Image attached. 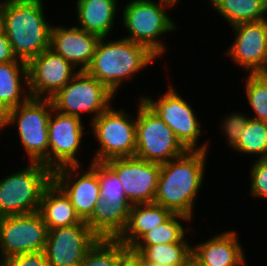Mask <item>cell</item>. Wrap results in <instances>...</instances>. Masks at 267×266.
Segmentation results:
<instances>
[{
  "instance_id": "cell-24",
  "label": "cell",
  "mask_w": 267,
  "mask_h": 266,
  "mask_svg": "<svg viewBox=\"0 0 267 266\" xmlns=\"http://www.w3.org/2000/svg\"><path fill=\"white\" fill-rule=\"evenodd\" d=\"M39 212L48 230L73 226L82 221L70 199L54 182L44 190Z\"/></svg>"
},
{
  "instance_id": "cell-13",
  "label": "cell",
  "mask_w": 267,
  "mask_h": 266,
  "mask_svg": "<svg viewBox=\"0 0 267 266\" xmlns=\"http://www.w3.org/2000/svg\"><path fill=\"white\" fill-rule=\"evenodd\" d=\"M119 177L126 198L134 204L154 203L161 164L136 156L105 162Z\"/></svg>"
},
{
  "instance_id": "cell-37",
  "label": "cell",
  "mask_w": 267,
  "mask_h": 266,
  "mask_svg": "<svg viewBox=\"0 0 267 266\" xmlns=\"http://www.w3.org/2000/svg\"><path fill=\"white\" fill-rule=\"evenodd\" d=\"M256 74H258L261 78L267 80V57L263 66L258 70Z\"/></svg>"
},
{
  "instance_id": "cell-11",
  "label": "cell",
  "mask_w": 267,
  "mask_h": 266,
  "mask_svg": "<svg viewBox=\"0 0 267 266\" xmlns=\"http://www.w3.org/2000/svg\"><path fill=\"white\" fill-rule=\"evenodd\" d=\"M47 235L39 211L0 217V262L15 255L44 251Z\"/></svg>"
},
{
  "instance_id": "cell-20",
  "label": "cell",
  "mask_w": 267,
  "mask_h": 266,
  "mask_svg": "<svg viewBox=\"0 0 267 266\" xmlns=\"http://www.w3.org/2000/svg\"><path fill=\"white\" fill-rule=\"evenodd\" d=\"M131 207L128 200H105L99 197L92 215L85 223L99 239H118L128 224Z\"/></svg>"
},
{
  "instance_id": "cell-26",
  "label": "cell",
  "mask_w": 267,
  "mask_h": 266,
  "mask_svg": "<svg viewBox=\"0 0 267 266\" xmlns=\"http://www.w3.org/2000/svg\"><path fill=\"white\" fill-rule=\"evenodd\" d=\"M214 9L233 26L242 22L267 19V0H208Z\"/></svg>"
},
{
  "instance_id": "cell-34",
  "label": "cell",
  "mask_w": 267,
  "mask_h": 266,
  "mask_svg": "<svg viewBox=\"0 0 267 266\" xmlns=\"http://www.w3.org/2000/svg\"><path fill=\"white\" fill-rule=\"evenodd\" d=\"M0 266H49L44 252L12 256L0 262Z\"/></svg>"
},
{
  "instance_id": "cell-35",
  "label": "cell",
  "mask_w": 267,
  "mask_h": 266,
  "mask_svg": "<svg viewBox=\"0 0 267 266\" xmlns=\"http://www.w3.org/2000/svg\"><path fill=\"white\" fill-rule=\"evenodd\" d=\"M12 61H21V60H18L15 57L11 44L6 34L2 31L0 32V63H7Z\"/></svg>"
},
{
  "instance_id": "cell-14",
  "label": "cell",
  "mask_w": 267,
  "mask_h": 266,
  "mask_svg": "<svg viewBox=\"0 0 267 266\" xmlns=\"http://www.w3.org/2000/svg\"><path fill=\"white\" fill-rule=\"evenodd\" d=\"M99 238L85 221L48 230L44 254L49 266H78Z\"/></svg>"
},
{
  "instance_id": "cell-18",
  "label": "cell",
  "mask_w": 267,
  "mask_h": 266,
  "mask_svg": "<svg viewBox=\"0 0 267 266\" xmlns=\"http://www.w3.org/2000/svg\"><path fill=\"white\" fill-rule=\"evenodd\" d=\"M100 37L77 25H52L50 49L62 56L79 71L89 67Z\"/></svg>"
},
{
  "instance_id": "cell-31",
  "label": "cell",
  "mask_w": 267,
  "mask_h": 266,
  "mask_svg": "<svg viewBox=\"0 0 267 266\" xmlns=\"http://www.w3.org/2000/svg\"><path fill=\"white\" fill-rule=\"evenodd\" d=\"M89 163L88 166L98 175L100 197L105 200H128L119 177L105 162L90 160Z\"/></svg>"
},
{
  "instance_id": "cell-10",
  "label": "cell",
  "mask_w": 267,
  "mask_h": 266,
  "mask_svg": "<svg viewBox=\"0 0 267 266\" xmlns=\"http://www.w3.org/2000/svg\"><path fill=\"white\" fill-rule=\"evenodd\" d=\"M166 90L165 93L159 95V99H153L152 96H145V94L139 98L172 129L179 141L188 150L209 151L208 141L203 142L201 146L198 143L204 134L201 122L198 120L191 103L189 104L171 84Z\"/></svg>"
},
{
  "instance_id": "cell-28",
  "label": "cell",
  "mask_w": 267,
  "mask_h": 266,
  "mask_svg": "<svg viewBox=\"0 0 267 266\" xmlns=\"http://www.w3.org/2000/svg\"><path fill=\"white\" fill-rule=\"evenodd\" d=\"M128 252L118 239H98L78 266H119Z\"/></svg>"
},
{
  "instance_id": "cell-29",
  "label": "cell",
  "mask_w": 267,
  "mask_h": 266,
  "mask_svg": "<svg viewBox=\"0 0 267 266\" xmlns=\"http://www.w3.org/2000/svg\"><path fill=\"white\" fill-rule=\"evenodd\" d=\"M236 153L256 155V159L267 158V122L249 119L237 145Z\"/></svg>"
},
{
  "instance_id": "cell-9",
  "label": "cell",
  "mask_w": 267,
  "mask_h": 266,
  "mask_svg": "<svg viewBox=\"0 0 267 266\" xmlns=\"http://www.w3.org/2000/svg\"><path fill=\"white\" fill-rule=\"evenodd\" d=\"M112 93L104 84L88 74L79 71L61 90L53 97V109L60 113L83 118L92 114L91 121L107 110L114 101Z\"/></svg>"
},
{
  "instance_id": "cell-30",
  "label": "cell",
  "mask_w": 267,
  "mask_h": 266,
  "mask_svg": "<svg viewBox=\"0 0 267 266\" xmlns=\"http://www.w3.org/2000/svg\"><path fill=\"white\" fill-rule=\"evenodd\" d=\"M244 81V89L253 114L249 116L253 120L267 122V80L256 73H248ZM253 116V117H252Z\"/></svg>"
},
{
  "instance_id": "cell-6",
  "label": "cell",
  "mask_w": 267,
  "mask_h": 266,
  "mask_svg": "<svg viewBox=\"0 0 267 266\" xmlns=\"http://www.w3.org/2000/svg\"><path fill=\"white\" fill-rule=\"evenodd\" d=\"M53 109L51 99L32 98L4 115V128L17 127L21 147L29 162L48 167V121Z\"/></svg>"
},
{
  "instance_id": "cell-4",
  "label": "cell",
  "mask_w": 267,
  "mask_h": 266,
  "mask_svg": "<svg viewBox=\"0 0 267 266\" xmlns=\"http://www.w3.org/2000/svg\"><path fill=\"white\" fill-rule=\"evenodd\" d=\"M178 3L175 0L127 2L125 7H122L121 21L128 36L123 38L145 46L158 58H162L168 51L162 37L177 31L178 28L177 22L175 23L174 18L168 14L169 9L177 6Z\"/></svg>"
},
{
  "instance_id": "cell-5",
  "label": "cell",
  "mask_w": 267,
  "mask_h": 266,
  "mask_svg": "<svg viewBox=\"0 0 267 266\" xmlns=\"http://www.w3.org/2000/svg\"><path fill=\"white\" fill-rule=\"evenodd\" d=\"M52 182L53 171L36 162L0 179V217L39 211L43 192Z\"/></svg>"
},
{
  "instance_id": "cell-3",
  "label": "cell",
  "mask_w": 267,
  "mask_h": 266,
  "mask_svg": "<svg viewBox=\"0 0 267 266\" xmlns=\"http://www.w3.org/2000/svg\"><path fill=\"white\" fill-rule=\"evenodd\" d=\"M44 0L3 2V32L18 60L29 63L50 48L52 24L45 17Z\"/></svg>"
},
{
  "instance_id": "cell-25",
  "label": "cell",
  "mask_w": 267,
  "mask_h": 266,
  "mask_svg": "<svg viewBox=\"0 0 267 266\" xmlns=\"http://www.w3.org/2000/svg\"><path fill=\"white\" fill-rule=\"evenodd\" d=\"M129 251L136 255L142 263L189 266L192 258V244L190 243L132 246Z\"/></svg>"
},
{
  "instance_id": "cell-15",
  "label": "cell",
  "mask_w": 267,
  "mask_h": 266,
  "mask_svg": "<svg viewBox=\"0 0 267 266\" xmlns=\"http://www.w3.org/2000/svg\"><path fill=\"white\" fill-rule=\"evenodd\" d=\"M27 65L29 93L32 98L50 99L79 72L50 48L37 55Z\"/></svg>"
},
{
  "instance_id": "cell-36",
  "label": "cell",
  "mask_w": 267,
  "mask_h": 266,
  "mask_svg": "<svg viewBox=\"0 0 267 266\" xmlns=\"http://www.w3.org/2000/svg\"><path fill=\"white\" fill-rule=\"evenodd\" d=\"M119 266H144L142 261L130 251L124 256Z\"/></svg>"
},
{
  "instance_id": "cell-32",
  "label": "cell",
  "mask_w": 267,
  "mask_h": 266,
  "mask_svg": "<svg viewBox=\"0 0 267 266\" xmlns=\"http://www.w3.org/2000/svg\"><path fill=\"white\" fill-rule=\"evenodd\" d=\"M250 117L245 113H241L240 111L229 112V115H225V117L220 122L219 125L221 127L222 134H225L226 143L233 149L239 139L241 134L244 132L246 124Z\"/></svg>"
},
{
  "instance_id": "cell-17",
  "label": "cell",
  "mask_w": 267,
  "mask_h": 266,
  "mask_svg": "<svg viewBox=\"0 0 267 266\" xmlns=\"http://www.w3.org/2000/svg\"><path fill=\"white\" fill-rule=\"evenodd\" d=\"M80 167L63 166L54 170L53 182L70 199L80 219L86 221L98 203L100 185L97 173L90 166L84 172Z\"/></svg>"
},
{
  "instance_id": "cell-39",
  "label": "cell",
  "mask_w": 267,
  "mask_h": 266,
  "mask_svg": "<svg viewBox=\"0 0 267 266\" xmlns=\"http://www.w3.org/2000/svg\"><path fill=\"white\" fill-rule=\"evenodd\" d=\"M4 116L0 113V133L2 134V130L4 131Z\"/></svg>"
},
{
  "instance_id": "cell-40",
  "label": "cell",
  "mask_w": 267,
  "mask_h": 266,
  "mask_svg": "<svg viewBox=\"0 0 267 266\" xmlns=\"http://www.w3.org/2000/svg\"><path fill=\"white\" fill-rule=\"evenodd\" d=\"M144 266H170V265H162V264H155V263H143Z\"/></svg>"
},
{
  "instance_id": "cell-22",
  "label": "cell",
  "mask_w": 267,
  "mask_h": 266,
  "mask_svg": "<svg viewBox=\"0 0 267 266\" xmlns=\"http://www.w3.org/2000/svg\"><path fill=\"white\" fill-rule=\"evenodd\" d=\"M29 98L27 63L24 61L0 63V113L4 116Z\"/></svg>"
},
{
  "instance_id": "cell-33",
  "label": "cell",
  "mask_w": 267,
  "mask_h": 266,
  "mask_svg": "<svg viewBox=\"0 0 267 266\" xmlns=\"http://www.w3.org/2000/svg\"><path fill=\"white\" fill-rule=\"evenodd\" d=\"M249 179V196L267 200V158L255 159L250 168Z\"/></svg>"
},
{
  "instance_id": "cell-2",
  "label": "cell",
  "mask_w": 267,
  "mask_h": 266,
  "mask_svg": "<svg viewBox=\"0 0 267 266\" xmlns=\"http://www.w3.org/2000/svg\"><path fill=\"white\" fill-rule=\"evenodd\" d=\"M157 59L145 46L123 37L117 40L100 37L86 72L118 95L125 81L135 79L136 74Z\"/></svg>"
},
{
  "instance_id": "cell-38",
  "label": "cell",
  "mask_w": 267,
  "mask_h": 266,
  "mask_svg": "<svg viewBox=\"0 0 267 266\" xmlns=\"http://www.w3.org/2000/svg\"><path fill=\"white\" fill-rule=\"evenodd\" d=\"M3 31V1L0 0V32Z\"/></svg>"
},
{
  "instance_id": "cell-19",
  "label": "cell",
  "mask_w": 267,
  "mask_h": 266,
  "mask_svg": "<svg viewBox=\"0 0 267 266\" xmlns=\"http://www.w3.org/2000/svg\"><path fill=\"white\" fill-rule=\"evenodd\" d=\"M238 234L236 230H226L192 245L189 266H246L247 258Z\"/></svg>"
},
{
  "instance_id": "cell-21",
  "label": "cell",
  "mask_w": 267,
  "mask_h": 266,
  "mask_svg": "<svg viewBox=\"0 0 267 266\" xmlns=\"http://www.w3.org/2000/svg\"><path fill=\"white\" fill-rule=\"evenodd\" d=\"M75 3L78 27L99 37L110 36L119 13L117 0H75Z\"/></svg>"
},
{
  "instance_id": "cell-7",
  "label": "cell",
  "mask_w": 267,
  "mask_h": 266,
  "mask_svg": "<svg viewBox=\"0 0 267 266\" xmlns=\"http://www.w3.org/2000/svg\"><path fill=\"white\" fill-rule=\"evenodd\" d=\"M132 115V116H131ZM92 136L100 145L92 161L106 162L112 158L133 157L136 153V115L111 105L90 121Z\"/></svg>"
},
{
  "instance_id": "cell-8",
  "label": "cell",
  "mask_w": 267,
  "mask_h": 266,
  "mask_svg": "<svg viewBox=\"0 0 267 266\" xmlns=\"http://www.w3.org/2000/svg\"><path fill=\"white\" fill-rule=\"evenodd\" d=\"M137 101L135 156L162 164L187 152L172 129L141 98Z\"/></svg>"
},
{
  "instance_id": "cell-27",
  "label": "cell",
  "mask_w": 267,
  "mask_h": 266,
  "mask_svg": "<svg viewBox=\"0 0 267 266\" xmlns=\"http://www.w3.org/2000/svg\"><path fill=\"white\" fill-rule=\"evenodd\" d=\"M190 223L192 219L188 216L174 213L163 224L156 226L147 233H145L133 246H151L156 244H170V243H190L188 232L193 228H185V223ZM183 222V223H182ZM188 231V232H187Z\"/></svg>"
},
{
  "instance_id": "cell-23",
  "label": "cell",
  "mask_w": 267,
  "mask_h": 266,
  "mask_svg": "<svg viewBox=\"0 0 267 266\" xmlns=\"http://www.w3.org/2000/svg\"><path fill=\"white\" fill-rule=\"evenodd\" d=\"M174 213L156 203L134 204L128 224L118 240L130 249L145 233L167 221Z\"/></svg>"
},
{
  "instance_id": "cell-12",
  "label": "cell",
  "mask_w": 267,
  "mask_h": 266,
  "mask_svg": "<svg viewBox=\"0 0 267 266\" xmlns=\"http://www.w3.org/2000/svg\"><path fill=\"white\" fill-rule=\"evenodd\" d=\"M83 123L81 118L52 109L48 121V167L52 171L63 166L82 165L77 156L86 133Z\"/></svg>"
},
{
  "instance_id": "cell-16",
  "label": "cell",
  "mask_w": 267,
  "mask_h": 266,
  "mask_svg": "<svg viewBox=\"0 0 267 266\" xmlns=\"http://www.w3.org/2000/svg\"><path fill=\"white\" fill-rule=\"evenodd\" d=\"M231 28L235 38L225 49V57H230L234 65L242 67L247 74L257 73L267 57V19L242 22Z\"/></svg>"
},
{
  "instance_id": "cell-1",
  "label": "cell",
  "mask_w": 267,
  "mask_h": 266,
  "mask_svg": "<svg viewBox=\"0 0 267 266\" xmlns=\"http://www.w3.org/2000/svg\"><path fill=\"white\" fill-rule=\"evenodd\" d=\"M207 155L205 150H188L162 163L154 203L194 220V205L206 177Z\"/></svg>"
}]
</instances>
